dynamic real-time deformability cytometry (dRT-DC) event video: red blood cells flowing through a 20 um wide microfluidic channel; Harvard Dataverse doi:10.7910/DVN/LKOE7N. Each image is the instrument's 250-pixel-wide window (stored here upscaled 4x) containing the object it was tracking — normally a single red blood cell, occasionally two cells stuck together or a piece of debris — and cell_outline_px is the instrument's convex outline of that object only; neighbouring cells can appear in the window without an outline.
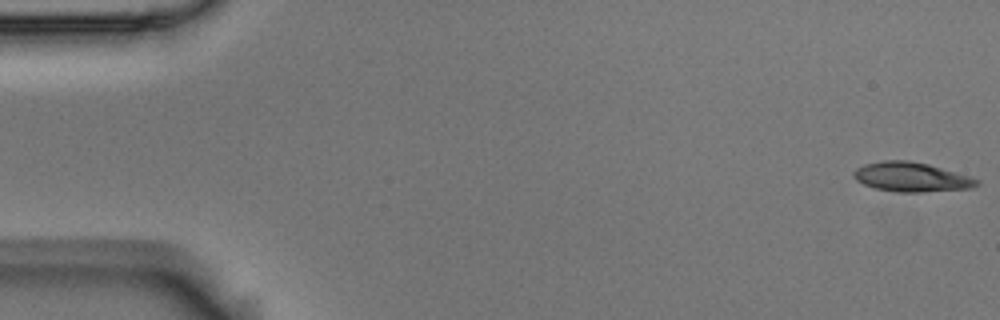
{"species": "Egyptian fruit bat (a non-hibernating species)", "species_latin": "Rousettus aegyptiacus", "temperature_condition": "room temperature", "stored_images_in_passage": 54, "camera_frame_rate_fps": 3000, "um_per_image_px": 0.085, "animal": {"sex": "male"}, "frame": {"image": 1, "passage_image": 1, "time_ms": 0.0, "image_size_px": [1000, 320], "cell_outline_px": [[980, 184], [972, 188], [920, 192], [896, 192], [872, 188], [856, 180], [852, 176], [852, 172], [856, 168], [864, 164], [884, 160], [908, 160], [928, 164], [968, 176], [980, 180]], "centroid_in_image_um": [77.42, 15.05], "position_along_channel_um": 7.6, "area_um2": 21.15}}
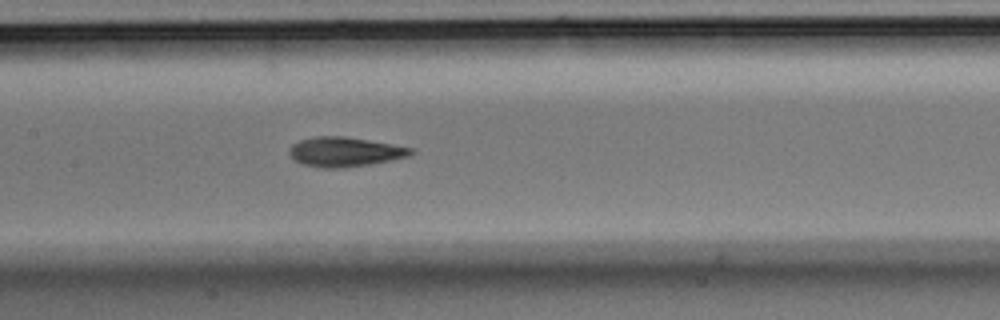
{"frame": {"image": 2, "passage_image": 26, "time_ms": 8.333, "image_size_px": [1000, 320], "cell_outline_px": [[416, 152], [408, 156], [392, 160], [344, 168], [324, 168], [304, 164], [296, 160], [288, 152], [288, 148], [292, 144], [300, 140], [316, 136], [344, 136], [392, 144], [412, 148]], "centroid_in_image_um": [29.31, 12.9], "position_along_channel_um": 178.1, "area_um2": 20.81}}
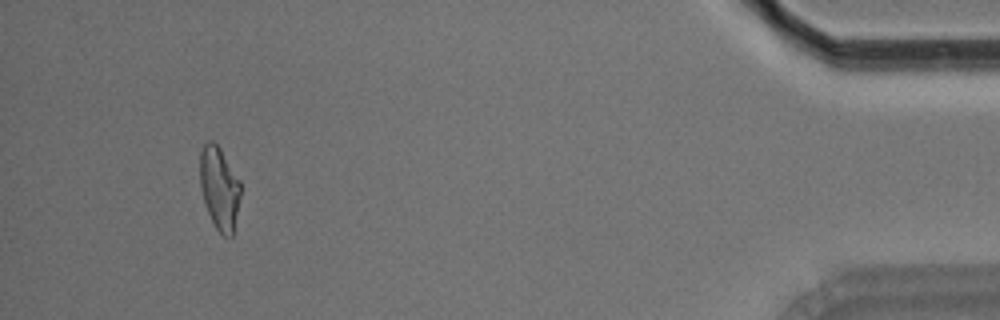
{"frame": {"image": 3, "passage_image": 51, "time_ms": 16.667, "image_size_px": [1000, 320], "cell_outline_px": [[240, 196], [232, 236], [224, 236], [216, 228], [208, 212], [200, 188], [200, 152], [204, 144], [208, 140], [212, 140], [220, 148], [240, 180]], "centroid_in_image_um": [18.64, 15.95], "position_along_channel_um": 416.6, "area_um2": 19.36}, "authors_computed_cell_mechanics": {"area_um2": 20.4323, "velocity_mm_per_s": 3.6895, "shape_relaxation_time_tau1_ms": null, "shape_relaxation_time_tau2_ms": 2.8527, "deformation_change_tau1": null, "deformation_change_tau2": 0.1082}}